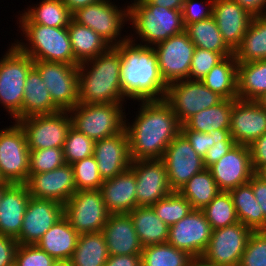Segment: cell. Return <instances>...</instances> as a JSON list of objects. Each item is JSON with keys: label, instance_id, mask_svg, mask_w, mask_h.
Returning a JSON list of instances; mask_svg holds the SVG:
<instances>
[{"label": "cell", "instance_id": "cell-1", "mask_svg": "<svg viewBox=\"0 0 266 266\" xmlns=\"http://www.w3.org/2000/svg\"><path fill=\"white\" fill-rule=\"evenodd\" d=\"M131 124L125 119L132 161L162 159L166 148L181 132V124L165 100L138 101Z\"/></svg>", "mask_w": 266, "mask_h": 266}, {"label": "cell", "instance_id": "cell-2", "mask_svg": "<svg viewBox=\"0 0 266 266\" xmlns=\"http://www.w3.org/2000/svg\"><path fill=\"white\" fill-rule=\"evenodd\" d=\"M114 48L120 53L122 94L134 101L164 100L167 84L161 77L155 49L130 40Z\"/></svg>", "mask_w": 266, "mask_h": 266}, {"label": "cell", "instance_id": "cell-3", "mask_svg": "<svg viewBox=\"0 0 266 266\" xmlns=\"http://www.w3.org/2000/svg\"><path fill=\"white\" fill-rule=\"evenodd\" d=\"M121 56L110 47L105 53L78 65L79 103H124L120 81Z\"/></svg>", "mask_w": 266, "mask_h": 266}, {"label": "cell", "instance_id": "cell-4", "mask_svg": "<svg viewBox=\"0 0 266 266\" xmlns=\"http://www.w3.org/2000/svg\"><path fill=\"white\" fill-rule=\"evenodd\" d=\"M128 4V25L135 33L128 36L133 43L154 47L163 40L184 32L181 10L156 6L149 0H131V4L130 1Z\"/></svg>", "mask_w": 266, "mask_h": 266}, {"label": "cell", "instance_id": "cell-5", "mask_svg": "<svg viewBox=\"0 0 266 266\" xmlns=\"http://www.w3.org/2000/svg\"><path fill=\"white\" fill-rule=\"evenodd\" d=\"M18 28L26 42L14 39L13 44L33 60L75 64L67 27L19 24Z\"/></svg>", "mask_w": 266, "mask_h": 266}, {"label": "cell", "instance_id": "cell-6", "mask_svg": "<svg viewBox=\"0 0 266 266\" xmlns=\"http://www.w3.org/2000/svg\"><path fill=\"white\" fill-rule=\"evenodd\" d=\"M10 46L0 57V104L17 122L22 119L25 82L34 60L13 43Z\"/></svg>", "mask_w": 266, "mask_h": 266}, {"label": "cell", "instance_id": "cell-7", "mask_svg": "<svg viewBox=\"0 0 266 266\" xmlns=\"http://www.w3.org/2000/svg\"><path fill=\"white\" fill-rule=\"evenodd\" d=\"M124 103L81 104L68 110L72 128L94 142L113 136L125 129ZM126 114V115H125Z\"/></svg>", "mask_w": 266, "mask_h": 266}, {"label": "cell", "instance_id": "cell-8", "mask_svg": "<svg viewBox=\"0 0 266 266\" xmlns=\"http://www.w3.org/2000/svg\"><path fill=\"white\" fill-rule=\"evenodd\" d=\"M113 3L111 0H101L72 13L75 22L94 30L111 47L129 40L128 33L127 36L121 35L128 23V4L120 7Z\"/></svg>", "mask_w": 266, "mask_h": 266}, {"label": "cell", "instance_id": "cell-9", "mask_svg": "<svg viewBox=\"0 0 266 266\" xmlns=\"http://www.w3.org/2000/svg\"><path fill=\"white\" fill-rule=\"evenodd\" d=\"M0 130V179L25 184L29 177L30 150L18 122Z\"/></svg>", "mask_w": 266, "mask_h": 266}, {"label": "cell", "instance_id": "cell-10", "mask_svg": "<svg viewBox=\"0 0 266 266\" xmlns=\"http://www.w3.org/2000/svg\"><path fill=\"white\" fill-rule=\"evenodd\" d=\"M53 103L68 111L79 103L78 65L34 60Z\"/></svg>", "mask_w": 266, "mask_h": 266}, {"label": "cell", "instance_id": "cell-11", "mask_svg": "<svg viewBox=\"0 0 266 266\" xmlns=\"http://www.w3.org/2000/svg\"><path fill=\"white\" fill-rule=\"evenodd\" d=\"M173 109L181 125L201 110L220 103L223 98L201 80H179L168 84L164 99Z\"/></svg>", "mask_w": 266, "mask_h": 266}, {"label": "cell", "instance_id": "cell-12", "mask_svg": "<svg viewBox=\"0 0 266 266\" xmlns=\"http://www.w3.org/2000/svg\"><path fill=\"white\" fill-rule=\"evenodd\" d=\"M64 216L79 233H96L103 230L110 212L99 189L76 191L64 204Z\"/></svg>", "mask_w": 266, "mask_h": 266}, {"label": "cell", "instance_id": "cell-13", "mask_svg": "<svg viewBox=\"0 0 266 266\" xmlns=\"http://www.w3.org/2000/svg\"><path fill=\"white\" fill-rule=\"evenodd\" d=\"M17 122L25 132L30 151L63 148L72 127L68 111L28 116Z\"/></svg>", "mask_w": 266, "mask_h": 266}, {"label": "cell", "instance_id": "cell-14", "mask_svg": "<svg viewBox=\"0 0 266 266\" xmlns=\"http://www.w3.org/2000/svg\"><path fill=\"white\" fill-rule=\"evenodd\" d=\"M253 230L237 222L212 230L201 260L213 266H238Z\"/></svg>", "mask_w": 266, "mask_h": 266}, {"label": "cell", "instance_id": "cell-15", "mask_svg": "<svg viewBox=\"0 0 266 266\" xmlns=\"http://www.w3.org/2000/svg\"><path fill=\"white\" fill-rule=\"evenodd\" d=\"M161 77L168 85L188 79L195 45L185 32L171 36L153 47Z\"/></svg>", "mask_w": 266, "mask_h": 266}, {"label": "cell", "instance_id": "cell-16", "mask_svg": "<svg viewBox=\"0 0 266 266\" xmlns=\"http://www.w3.org/2000/svg\"><path fill=\"white\" fill-rule=\"evenodd\" d=\"M172 191H178L194 175L205 169L204 159L180 132L168 145L162 157Z\"/></svg>", "mask_w": 266, "mask_h": 266}, {"label": "cell", "instance_id": "cell-17", "mask_svg": "<svg viewBox=\"0 0 266 266\" xmlns=\"http://www.w3.org/2000/svg\"><path fill=\"white\" fill-rule=\"evenodd\" d=\"M212 229L202 210L193 209L179 222L169 227L167 242L200 259L211 238Z\"/></svg>", "mask_w": 266, "mask_h": 266}, {"label": "cell", "instance_id": "cell-18", "mask_svg": "<svg viewBox=\"0 0 266 266\" xmlns=\"http://www.w3.org/2000/svg\"><path fill=\"white\" fill-rule=\"evenodd\" d=\"M136 175V207H150L172 192L162 159L132 161Z\"/></svg>", "mask_w": 266, "mask_h": 266}, {"label": "cell", "instance_id": "cell-19", "mask_svg": "<svg viewBox=\"0 0 266 266\" xmlns=\"http://www.w3.org/2000/svg\"><path fill=\"white\" fill-rule=\"evenodd\" d=\"M63 216L64 205L54 200L30 197L17 242L35 245Z\"/></svg>", "mask_w": 266, "mask_h": 266}, {"label": "cell", "instance_id": "cell-20", "mask_svg": "<svg viewBox=\"0 0 266 266\" xmlns=\"http://www.w3.org/2000/svg\"><path fill=\"white\" fill-rule=\"evenodd\" d=\"M220 191L247 184L255 174L247 145L235 144L217 163L208 168Z\"/></svg>", "mask_w": 266, "mask_h": 266}, {"label": "cell", "instance_id": "cell-21", "mask_svg": "<svg viewBox=\"0 0 266 266\" xmlns=\"http://www.w3.org/2000/svg\"><path fill=\"white\" fill-rule=\"evenodd\" d=\"M30 197L54 200L64 205L76 192L72 165H64L44 173L29 174L25 183Z\"/></svg>", "mask_w": 266, "mask_h": 266}, {"label": "cell", "instance_id": "cell-22", "mask_svg": "<svg viewBox=\"0 0 266 266\" xmlns=\"http://www.w3.org/2000/svg\"><path fill=\"white\" fill-rule=\"evenodd\" d=\"M229 131L236 144L249 146L266 132V110L254 100L235 99Z\"/></svg>", "mask_w": 266, "mask_h": 266}, {"label": "cell", "instance_id": "cell-23", "mask_svg": "<svg viewBox=\"0 0 266 266\" xmlns=\"http://www.w3.org/2000/svg\"><path fill=\"white\" fill-rule=\"evenodd\" d=\"M103 181L124 172L131 166L126 129L95 142L94 154Z\"/></svg>", "mask_w": 266, "mask_h": 266}, {"label": "cell", "instance_id": "cell-24", "mask_svg": "<svg viewBox=\"0 0 266 266\" xmlns=\"http://www.w3.org/2000/svg\"><path fill=\"white\" fill-rule=\"evenodd\" d=\"M213 17L223 40L234 51L241 44L253 15L235 0H215Z\"/></svg>", "mask_w": 266, "mask_h": 266}, {"label": "cell", "instance_id": "cell-25", "mask_svg": "<svg viewBox=\"0 0 266 266\" xmlns=\"http://www.w3.org/2000/svg\"><path fill=\"white\" fill-rule=\"evenodd\" d=\"M102 233L109 255H141L143 246L129 214H110Z\"/></svg>", "mask_w": 266, "mask_h": 266}, {"label": "cell", "instance_id": "cell-26", "mask_svg": "<svg viewBox=\"0 0 266 266\" xmlns=\"http://www.w3.org/2000/svg\"><path fill=\"white\" fill-rule=\"evenodd\" d=\"M99 190L110 214H129L136 207V175L131 168L105 180Z\"/></svg>", "mask_w": 266, "mask_h": 266}, {"label": "cell", "instance_id": "cell-27", "mask_svg": "<svg viewBox=\"0 0 266 266\" xmlns=\"http://www.w3.org/2000/svg\"><path fill=\"white\" fill-rule=\"evenodd\" d=\"M30 195L25 184H12L0 203V234L17 239Z\"/></svg>", "mask_w": 266, "mask_h": 266}, {"label": "cell", "instance_id": "cell-28", "mask_svg": "<svg viewBox=\"0 0 266 266\" xmlns=\"http://www.w3.org/2000/svg\"><path fill=\"white\" fill-rule=\"evenodd\" d=\"M79 233L63 216L36 243L56 261L70 260L77 245Z\"/></svg>", "mask_w": 266, "mask_h": 266}, {"label": "cell", "instance_id": "cell-29", "mask_svg": "<svg viewBox=\"0 0 266 266\" xmlns=\"http://www.w3.org/2000/svg\"><path fill=\"white\" fill-rule=\"evenodd\" d=\"M61 111L52 101L39 72L33 67L27 75L22 104V119Z\"/></svg>", "mask_w": 266, "mask_h": 266}, {"label": "cell", "instance_id": "cell-30", "mask_svg": "<svg viewBox=\"0 0 266 266\" xmlns=\"http://www.w3.org/2000/svg\"><path fill=\"white\" fill-rule=\"evenodd\" d=\"M75 65L105 53L111 46L94 30L71 19L67 27Z\"/></svg>", "mask_w": 266, "mask_h": 266}, {"label": "cell", "instance_id": "cell-31", "mask_svg": "<svg viewBox=\"0 0 266 266\" xmlns=\"http://www.w3.org/2000/svg\"><path fill=\"white\" fill-rule=\"evenodd\" d=\"M35 5V6H34ZM21 11L17 24H41L50 27H68L72 13L62 0H41ZM32 7V8H31ZM19 21V22H18Z\"/></svg>", "mask_w": 266, "mask_h": 266}, {"label": "cell", "instance_id": "cell-32", "mask_svg": "<svg viewBox=\"0 0 266 266\" xmlns=\"http://www.w3.org/2000/svg\"><path fill=\"white\" fill-rule=\"evenodd\" d=\"M129 215L143 247L167 243L169 227L156 215L151 206H137Z\"/></svg>", "mask_w": 266, "mask_h": 266}, {"label": "cell", "instance_id": "cell-33", "mask_svg": "<svg viewBox=\"0 0 266 266\" xmlns=\"http://www.w3.org/2000/svg\"><path fill=\"white\" fill-rule=\"evenodd\" d=\"M237 66L234 55L224 57L202 79V83L223 99H238Z\"/></svg>", "mask_w": 266, "mask_h": 266}, {"label": "cell", "instance_id": "cell-34", "mask_svg": "<svg viewBox=\"0 0 266 266\" xmlns=\"http://www.w3.org/2000/svg\"><path fill=\"white\" fill-rule=\"evenodd\" d=\"M234 56L237 63L266 59V14L253 16Z\"/></svg>", "mask_w": 266, "mask_h": 266}, {"label": "cell", "instance_id": "cell-35", "mask_svg": "<svg viewBox=\"0 0 266 266\" xmlns=\"http://www.w3.org/2000/svg\"><path fill=\"white\" fill-rule=\"evenodd\" d=\"M184 32L195 47L220 53L223 57L234 55V51L223 40L213 16L206 20L186 25Z\"/></svg>", "mask_w": 266, "mask_h": 266}, {"label": "cell", "instance_id": "cell-36", "mask_svg": "<svg viewBox=\"0 0 266 266\" xmlns=\"http://www.w3.org/2000/svg\"><path fill=\"white\" fill-rule=\"evenodd\" d=\"M266 92V59L237 66L238 99L256 100Z\"/></svg>", "mask_w": 266, "mask_h": 266}, {"label": "cell", "instance_id": "cell-37", "mask_svg": "<svg viewBox=\"0 0 266 266\" xmlns=\"http://www.w3.org/2000/svg\"><path fill=\"white\" fill-rule=\"evenodd\" d=\"M233 199L239 222L253 231H261L266 227V217L257 203L252 186L247 183L229 191Z\"/></svg>", "mask_w": 266, "mask_h": 266}, {"label": "cell", "instance_id": "cell-38", "mask_svg": "<svg viewBox=\"0 0 266 266\" xmlns=\"http://www.w3.org/2000/svg\"><path fill=\"white\" fill-rule=\"evenodd\" d=\"M109 253L101 232L79 234L77 245L70 258L73 266H104Z\"/></svg>", "mask_w": 266, "mask_h": 266}, {"label": "cell", "instance_id": "cell-39", "mask_svg": "<svg viewBox=\"0 0 266 266\" xmlns=\"http://www.w3.org/2000/svg\"><path fill=\"white\" fill-rule=\"evenodd\" d=\"M235 99H223L220 103L190 117L184 125L189 130L209 133L212 130L229 129L230 116Z\"/></svg>", "mask_w": 266, "mask_h": 266}, {"label": "cell", "instance_id": "cell-40", "mask_svg": "<svg viewBox=\"0 0 266 266\" xmlns=\"http://www.w3.org/2000/svg\"><path fill=\"white\" fill-rule=\"evenodd\" d=\"M178 192L187 199L193 209L202 210L221 191L208 168L194 175Z\"/></svg>", "mask_w": 266, "mask_h": 266}, {"label": "cell", "instance_id": "cell-41", "mask_svg": "<svg viewBox=\"0 0 266 266\" xmlns=\"http://www.w3.org/2000/svg\"><path fill=\"white\" fill-rule=\"evenodd\" d=\"M194 260L168 242L143 247L141 252V266H193Z\"/></svg>", "mask_w": 266, "mask_h": 266}, {"label": "cell", "instance_id": "cell-42", "mask_svg": "<svg viewBox=\"0 0 266 266\" xmlns=\"http://www.w3.org/2000/svg\"><path fill=\"white\" fill-rule=\"evenodd\" d=\"M202 211L212 230L239 222L233 199L229 192L221 191Z\"/></svg>", "mask_w": 266, "mask_h": 266}, {"label": "cell", "instance_id": "cell-43", "mask_svg": "<svg viewBox=\"0 0 266 266\" xmlns=\"http://www.w3.org/2000/svg\"><path fill=\"white\" fill-rule=\"evenodd\" d=\"M151 207L168 227L179 222L193 210L191 204L178 191H172Z\"/></svg>", "mask_w": 266, "mask_h": 266}, {"label": "cell", "instance_id": "cell-44", "mask_svg": "<svg viewBox=\"0 0 266 266\" xmlns=\"http://www.w3.org/2000/svg\"><path fill=\"white\" fill-rule=\"evenodd\" d=\"M94 147L95 142L91 138L71 127L63 146L65 163L72 165L92 156Z\"/></svg>", "mask_w": 266, "mask_h": 266}, {"label": "cell", "instance_id": "cell-45", "mask_svg": "<svg viewBox=\"0 0 266 266\" xmlns=\"http://www.w3.org/2000/svg\"><path fill=\"white\" fill-rule=\"evenodd\" d=\"M76 191L100 189L103 179L100 176L95 157L92 155L72 164Z\"/></svg>", "mask_w": 266, "mask_h": 266}, {"label": "cell", "instance_id": "cell-46", "mask_svg": "<svg viewBox=\"0 0 266 266\" xmlns=\"http://www.w3.org/2000/svg\"><path fill=\"white\" fill-rule=\"evenodd\" d=\"M181 133L191 144L194 151L202 158L217 141H234L229 129L212 130L209 133L189 130L184 124L181 125Z\"/></svg>", "mask_w": 266, "mask_h": 266}, {"label": "cell", "instance_id": "cell-47", "mask_svg": "<svg viewBox=\"0 0 266 266\" xmlns=\"http://www.w3.org/2000/svg\"><path fill=\"white\" fill-rule=\"evenodd\" d=\"M64 164L63 148L30 151L29 174L50 172Z\"/></svg>", "mask_w": 266, "mask_h": 266}, {"label": "cell", "instance_id": "cell-48", "mask_svg": "<svg viewBox=\"0 0 266 266\" xmlns=\"http://www.w3.org/2000/svg\"><path fill=\"white\" fill-rule=\"evenodd\" d=\"M238 266H266V232H252Z\"/></svg>", "mask_w": 266, "mask_h": 266}, {"label": "cell", "instance_id": "cell-49", "mask_svg": "<svg viewBox=\"0 0 266 266\" xmlns=\"http://www.w3.org/2000/svg\"><path fill=\"white\" fill-rule=\"evenodd\" d=\"M224 57L220 53L196 47L188 79L201 80Z\"/></svg>", "mask_w": 266, "mask_h": 266}, {"label": "cell", "instance_id": "cell-50", "mask_svg": "<svg viewBox=\"0 0 266 266\" xmlns=\"http://www.w3.org/2000/svg\"><path fill=\"white\" fill-rule=\"evenodd\" d=\"M56 260L35 245L19 244L14 266H54Z\"/></svg>", "mask_w": 266, "mask_h": 266}, {"label": "cell", "instance_id": "cell-51", "mask_svg": "<svg viewBox=\"0 0 266 266\" xmlns=\"http://www.w3.org/2000/svg\"><path fill=\"white\" fill-rule=\"evenodd\" d=\"M214 1L204 0L203 2H199V0H185L181 10L184 27L190 23L212 17Z\"/></svg>", "mask_w": 266, "mask_h": 266}, {"label": "cell", "instance_id": "cell-52", "mask_svg": "<svg viewBox=\"0 0 266 266\" xmlns=\"http://www.w3.org/2000/svg\"><path fill=\"white\" fill-rule=\"evenodd\" d=\"M251 165L254 173L266 165V132L249 146Z\"/></svg>", "mask_w": 266, "mask_h": 266}, {"label": "cell", "instance_id": "cell-53", "mask_svg": "<svg viewBox=\"0 0 266 266\" xmlns=\"http://www.w3.org/2000/svg\"><path fill=\"white\" fill-rule=\"evenodd\" d=\"M19 243L13 237L0 234V266H14Z\"/></svg>", "mask_w": 266, "mask_h": 266}, {"label": "cell", "instance_id": "cell-54", "mask_svg": "<svg viewBox=\"0 0 266 266\" xmlns=\"http://www.w3.org/2000/svg\"><path fill=\"white\" fill-rule=\"evenodd\" d=\"M235 144V141H217V143L208 149L203 158L205 168H209L211 165L217 163Z\"/></svg>", "mask_w": 266, "mask_h": 266}, {"label": "cell", "instance_id": "cell-55", "mask_svg": "<svg viewBox=\"0 0 266 266\" xmlns=\"http://www.w3.org/2000/svg\"><path fill=\"white\" fill-rule=\"evenodd\" d=\"M248 183L252 186L254 197L266 217V182L254 174Z\"/></svg>", "mask_w": 266, "mask_h": 266}, {"label": "cell", "instance_id": "cell-56", "mask_svg": "<svg viewBox=\"0 0 266 266\" xmlns=\"http://www.w3.org/2000/svg\"><path fill=\"white\" fill-rule=\"evenodd\" d=\"M104 266H141V255H109Z\"/></svg>", "mask_w": 266, "mask_h": 266}, {"label": "cell", "instance_id": "cell-57", "mask_svg": "<svg viewBox=\"0 0 266 266\" xmlns=\"http://www.w3.org/2000/svg\"><path fill=\"white\" fill-rule=\"evenodd\" d=\"M253 16L266 14V0H235Z\"/></svg>", "mask_w": 266, "mask_h": 266}, {"label": "cell", "instance_id": "cell-58", "mask_svg": "<svg viewBox=\"0 0 266 266\" xmlns=\"http://www.w3.org/2000/svg\"><path fill=\"white\" fill-rule=\"evenodd\" d=\"M63 4L69 9L71 13L79 8L86 7L91 4L100 2L101 0H62Z\"/></svg>", "mask_w": 266, "mask_h": 266}, {"label": "cell", "instance_id": "cell-59", "mask_svg": "<svg viewBox=\"0 0 266 266\" xmlns=\"http://www.w3.org/2000/svg\"><path fill=\"white\" fill-rule=\"evenodd\" d=\"M156 6H163L172 10H182L185 0H149Z\"/></svg>", "mask_w": 266, "mask_h": 266}, {"label": "cell", "instance_id": "cell-60", "mask_svg": "<svg viewBox=\"0 0 266 266\" xmlns=\"http://www.w3.org/2000/svg\"><path fill=\"white\" fill-rule=\"evenodd\" d=\"M12 184L6 181L0 182V203L2 200V197L4 195V192L11 186Z\"/></svg>", "mask_w": 266, "mask_h": 266}, {"label": "cell", "instance_id": "cell-61", "mask_svg": "<svg viewBox=\"0 0 266 266\" xmlns=\"http://www.w3.org/2000/svg\"><path fill=\"white\" fill-rule=\"evenodd\" d=\"M262 108L266 110V92L255 100Z\"/></svg>", "mask_w": 266, "mask_h": 266}, {"label": "cell", "instance_id": "cell-62", "mask_svg": "<svg viewBox=\"0 0 266 266\" xmlns=\"http://www.w3.org/2000/svg\"><path fill=\"white\" fill-rule=\"evenodd\" d=\"M255 174L259 178H261L264 182H266V165L264 167L260 168Z\"/></svg>", "mask_w": 266, "mask_h": 266}, {"label": "cell", "instance_id": "cell-63", "mask_svg": "<svg viewBox=\"0 0 266 266\" xmlns=\"http://www.w3.org/2000/svg\"><path fill=\"white\" fill-rule=\"evenodd\" d=\"M54 266H73L69 260H60L54 263Z\"/></svg>", "mask_w": 266, "mask_h": 266}, {"label": "cell", "instance_id": "cell-64", "mask_svg": "<svg viewBox=\"0 0 266 266\" xmlns=\"http://www.w3.org/2000/svg\"><path fill=\"white\" fill-rule=\"evenodd\" d=\"M193 266H213L203 262L201 259L194 260Z\"/></svg>", "mask_w": 266, "mask_h": 266}]
</instances>
